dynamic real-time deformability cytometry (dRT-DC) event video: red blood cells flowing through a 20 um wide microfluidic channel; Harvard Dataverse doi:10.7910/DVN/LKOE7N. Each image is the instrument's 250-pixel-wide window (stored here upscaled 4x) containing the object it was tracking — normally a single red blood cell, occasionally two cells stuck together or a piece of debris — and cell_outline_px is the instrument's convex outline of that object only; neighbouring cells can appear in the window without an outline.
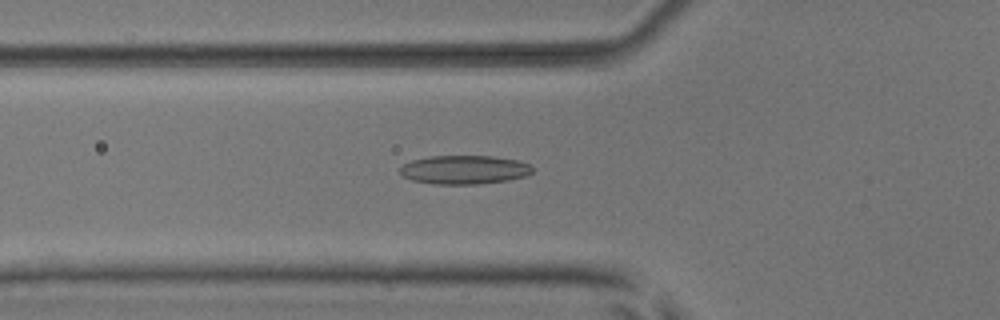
{"species": "common noctule bat (a hibernating species)", "species_latin": "Nyctalus noctula", "temperature_condition": "room temperature", "stored_images_in_passage": 54, "camera_frame_rate_fps": 3000, "um_per_image_px": 0.085, "animal": {"sex": "male", "body_mass_g": 17.9, "forearm_length_mm": 54.2}, "frame": {"image": 1, "passage_image": 20, "time_ms": 6.333, "image_size_px": [1000, 320], "cell_outline_px": [[532, 172], [524, 176], [508, 180], [476, 184], [436, 184], [412, 180], [404, 176], [400, 172], [400, 168], [404, 164], [412, 160], [432, 156], [492, 156], [516, 160], [532, 164]], "centroid_in_image_um": [39.48, 14.42], "position_along_channel_um": 86.3, "area_um2": 22.02}}
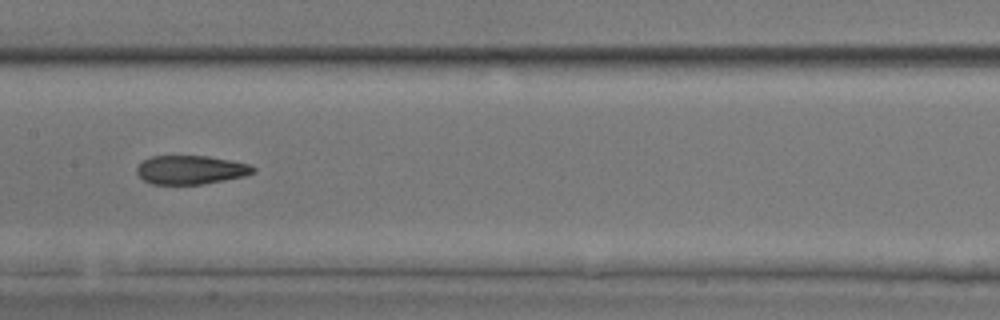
{"frame": {"image": 2, "passage_image": 28, "time_ms": 9.0, "image_size_px": [1000, 320], "cell_outline_px": [[256, 172], [244, 176], [204, 184], [152, 184], [144, 180], [136, 172], [136, 168], [144, 160], [152, 156], [208, 156], [248, 164], [256, 168]], "centroid_in_image_um": [16.22, 14.44], "position_along_channel_um": 191.2, "area_um2": 19.36}}
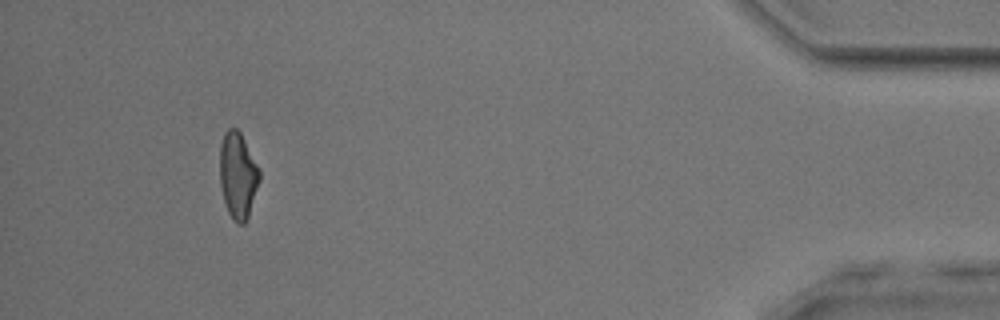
{"frame": {"image": 3, "passage_image": 50, "time_ms": 16.333, "image_size_px": [1000, 320], "cell_outline_px": [[260, 180], [248, 216], [244, 224], [236, 224], [232, 220], [228, 212], [224, 200], [220, 184], [220, 144], [224, 132], [228, 128], [236, 128], [240, 132], [260, 168]], "centroid_in_image_um": [20.22, 14.9], "position_along_channel_um": 415.0, "area_um2": 20.06}, "authors_computed_cell_mechanics": {"area_um2": 20.4323, "velocity_mm_per_s": 3.9233, "shape_relaxation_time_tau1_ms": null, "shape_relaxation_time_tau2_ms": 2.1458, "deformation_change_tau1": null, "deformation_change_tau2": 0.0945}}